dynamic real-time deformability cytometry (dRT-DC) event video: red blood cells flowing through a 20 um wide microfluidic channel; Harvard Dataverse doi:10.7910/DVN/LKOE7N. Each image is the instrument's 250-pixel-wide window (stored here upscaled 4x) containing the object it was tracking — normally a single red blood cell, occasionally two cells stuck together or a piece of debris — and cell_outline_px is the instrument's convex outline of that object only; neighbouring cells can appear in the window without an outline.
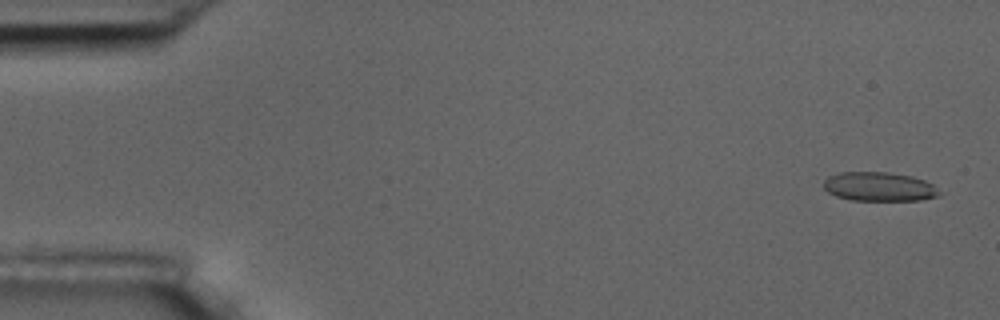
{"species": "common noctule bat (a hibernating species)", "species_latin": "Nyctalus noctula", "temperature_condition": "room temperature", "stored_images_in_passage": 6, "segment_of_instrument_passage": [1, 2], "camera_frame_rate_fps": 3000, "um_per_image_px": 0.085, "animal": {"sex": "male", "body_mass_g": 17.5, "forearm_length_mm": 52.3}, "frame": {"image": 1, "passage_image": 1, "time_ms": 0.0, "image_size_px": [1000, 320], "cell_outline_px": [[940, 196], [920, 200], [852, 200], [836, 196], [828, 192], [824, 188], [824, 180], [828, 176], [840, 172], [888, 172], [912, 176], [924, 180], [932, 184], [940, 192]], "centroid_in_image_um": [74.72, 15.86], "position_along_channel_um": 10.3, "area_um2": 19.59}}